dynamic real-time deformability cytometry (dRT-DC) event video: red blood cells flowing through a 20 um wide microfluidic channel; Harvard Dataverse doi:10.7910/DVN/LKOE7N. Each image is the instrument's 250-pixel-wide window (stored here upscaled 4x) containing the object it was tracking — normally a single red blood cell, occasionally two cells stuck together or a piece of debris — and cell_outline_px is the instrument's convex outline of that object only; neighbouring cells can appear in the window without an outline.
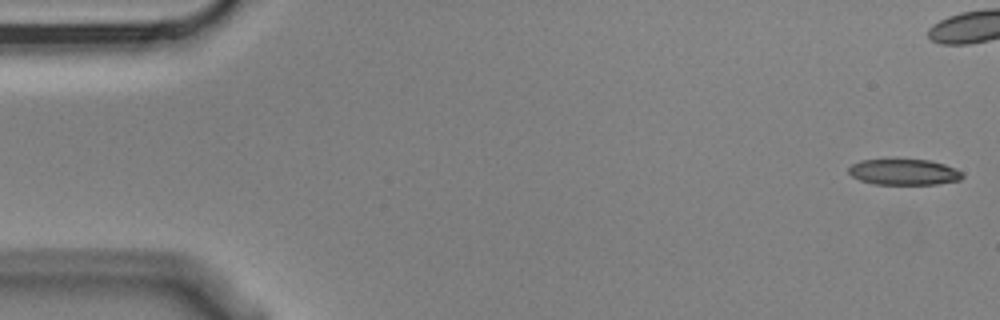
{"species": "Egyptian fruit bat (a non-hibernating species)", "species_latin": "Rousettus aegyptiacus", "temperature_condition": "cold", "stored_images_in_passage": 4, "camera_frame_rate_fps": 3000, "um_per_image_px": 0.085, "animal": {"sex": "male"}, "frame": {"image": 1, "passage_image": 1, "time_ms": 0.0, "image_size_px": [1000, 320], "cell_outline_px": [[964, 176], [960, 180], [936, 184], [876, 184], [860, 180], [852, 176], [848, 172], [848, 168], [852, 164], [860, 160], [928, 160], [944, 164], [964, 172]], "centroid_in_image_um": [76.85, 14.63], "position_along_channel_um": 8.1, "area_um2": 17.05}}